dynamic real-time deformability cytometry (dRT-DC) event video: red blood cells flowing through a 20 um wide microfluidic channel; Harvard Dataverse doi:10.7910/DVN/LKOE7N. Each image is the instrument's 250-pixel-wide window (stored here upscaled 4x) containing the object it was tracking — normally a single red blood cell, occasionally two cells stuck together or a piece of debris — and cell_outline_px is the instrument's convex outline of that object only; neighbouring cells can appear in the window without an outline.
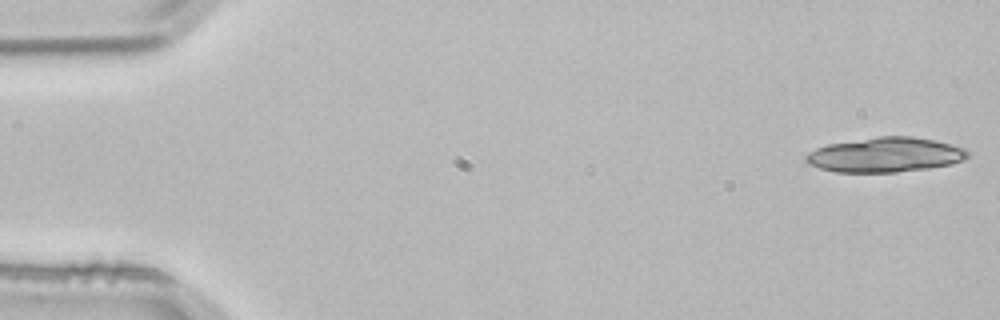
{"species": "common noctule bat (a hibernating species)", "species_latin": "Nyctalus noctula", "temperature_condition": "room temperature", "stored_images_in_passage": 4, "segment_of_instrument_passage": [1, 2], "camera_frame_rate_fps": 3000, "um_per_image_px": 0.085, "animal": {"sex": "male", "body_mass_g": 21.5, "forearm_length_mm": 52.0}, "frame": {"image": 1, "passage_image": 1, "time_ms": 0.0, "image_size_px": [1000, 320], "cell_outline_px": [[968, 156], [964, 160], [952, 164], [928, 168], [896, 172], [836, 172], [820, 168], [808, 164], [804, 160], [804, 156], [808, 152], [816, 148], [828, 144], [880, 136], [908, 136], [932, 140], [964, 148], [968, 152]], "centroid_in_image_um": [75.21, 13.17], "position_along_channel_um": 9.8, "area_um2": 32.54}}